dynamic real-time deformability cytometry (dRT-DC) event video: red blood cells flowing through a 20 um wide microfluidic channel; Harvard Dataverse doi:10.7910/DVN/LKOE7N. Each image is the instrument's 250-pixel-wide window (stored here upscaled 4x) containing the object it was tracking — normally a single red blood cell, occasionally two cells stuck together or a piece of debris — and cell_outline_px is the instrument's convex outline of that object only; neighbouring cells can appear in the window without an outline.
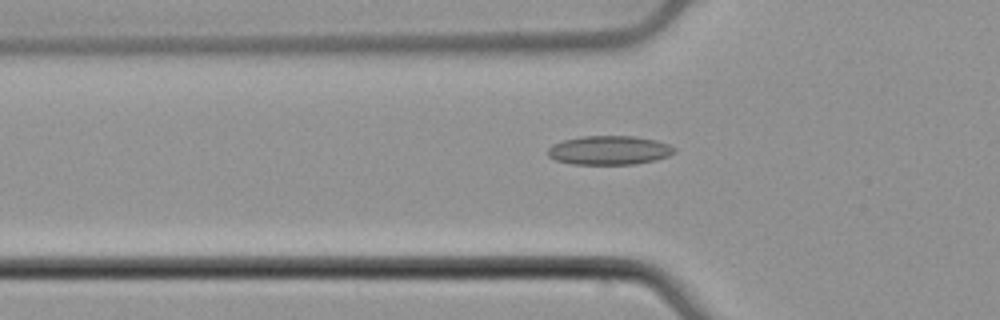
{"species": "common noctule bat (a hibernating species)", "species_latin": "Nyctalus noctula", "temperature_condition": "cold", "stored_images_in_passage": 48, "camera_frame_rate_fps": 3000, "um_per_image_px": 0.085, "animal": {"sex": "male", "body_mass_g": 21.5, "forearm_length_mm": 52.0}, "frame": {"image": 1, "passage_image": 13, "time_ms": 4.0, "image_size_px": [1000, 320], "cell_outline_px": [[676, 152], [668, 156], [656, 160], [636, 164], [572, 164], [556, 160], [548, 156], [548, 148], [552, 144], [564, 140], [580, 136], [632, 136], [656, 140], [668, 144], [676, 148]], "centroid_in_image_um": [51.8, 12.77], "position_along_channel_um": 74.0, "area_um2": 21.44}}
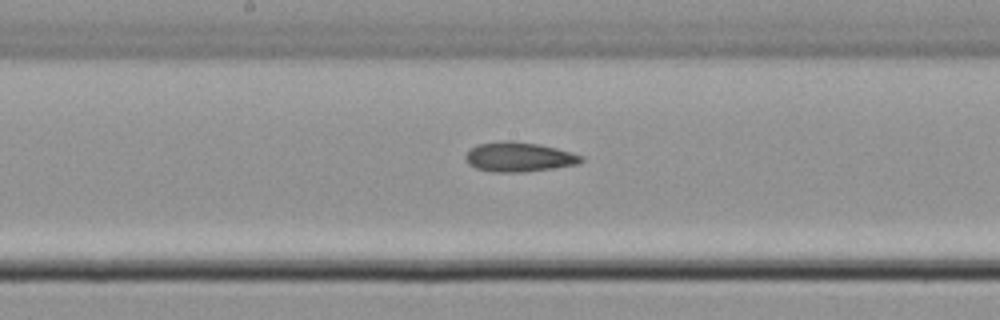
{"frame": {"image": 2, "passage_image": 23, "time_ms": 7.333, "image_size_px": [1000, 320], "cell_outline_px": [[584, 160], [576, 164], [552, 168], [524, 172], [492, 172], [476, 168], [468, 164], [464, 160], [464, 156], [476, 144], [504, 140], [512, 140], [536, 144], [556, 148], [572, 152], [584, 156]], "centroid_in_image_um": [44.08, 13.34], "position_along_channel_um": 204.1, "area_um2": 20.0}}
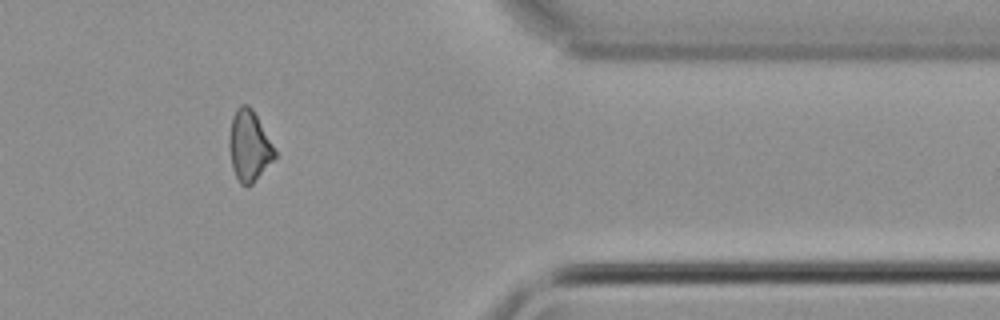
{"frame": {"image": 3, "passage_image": 39, "time_ms": 12.667, "image_size_px": [1000, 320], "cell_outline_px": [[276, 156], [252, 184], [240, 184], [232, 168], [228, 144], [228, 136], [232, 116], [236, 108], [240, 104], [248, 104], [252, 108], [276, 152]], "centroid_in_image_um": [21.13, 12.37], "position_along_channel_um": 390.3, "area_um2": 18.55}, "authors_computed_cell_mechanics": {"area_um2": 19.652, "velocity_mm_per_s": 3.8937, "shape_relaxation_time_tau1_ms": null, "shape_relaxation_time_tau2_ms": 9.6174, "deformation_change_tau1": null, "deformation_change_tau2": 0.2146}}